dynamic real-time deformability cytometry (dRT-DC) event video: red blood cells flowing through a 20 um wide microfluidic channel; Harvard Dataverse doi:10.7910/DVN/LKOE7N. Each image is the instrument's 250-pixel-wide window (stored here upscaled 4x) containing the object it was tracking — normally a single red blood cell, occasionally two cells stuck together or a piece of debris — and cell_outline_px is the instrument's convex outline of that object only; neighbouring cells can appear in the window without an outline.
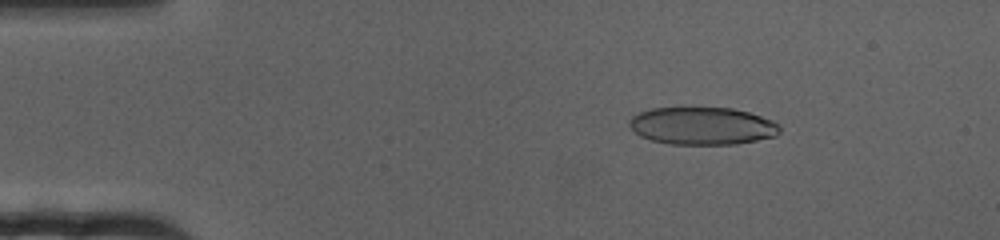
{"species": "human", "species_latin": "Homo sapiens", "temperature_condition": "cold", "stored_images_in_passage": 73, "camera_frame_rate_fps": 3000, "um_per_image_px": 0.085, "donor": {"sex": "female"}, "frame": {"image": 1, "passage_image": 11, "time_ms": 3.333, "image_size_px": [1000, 240], "cell_outline_px": [[780, 132], [776, 136], [736, 144], [672, 144], [652, 140], [640, 136], [628, 124], [628, 120], [632, 116], [640, 112], [652, 108], [680, 104], [732, 108], [748, 112], [772, 120], [780, 128]], "centroid_in_image_um": [59.64, 10.65], "position_along_channel_um": 25.4, "area_um2": 33.87}}
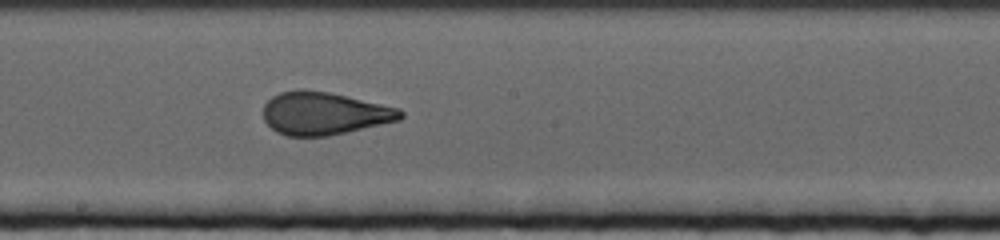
{"frame": {"image": 2, "passage_image": 40, "time_ms": 13.0, "image_size_px": [1000, 240], "cell_outline_px": [[404, 116], [400, 120], [328, 136], [288, 136], [276, 132], [264, 120], [264, 104], [272, 96], [280, 92], [304, 88], [328, 92], [400, 108], [404, 112]], "centroid_in_image_um": [27.55, 9.63], "position_along_channel_um": 220.6, "area_um2": 34.22}}
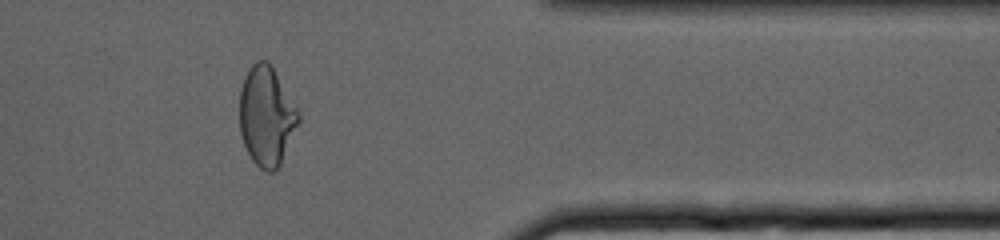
{"frame": {"image": 3, "passage_image": 60, "time_ms": 19.667, "image_size_px": [1000, 240], "cell_outline_px": [[300, 120], [280, 164], [272, 172], [268, 172], [260, 168], [252, 160], [244, 144], [240, 132], [240, 88], [244, 76], [248, 68], [256, 60], [268, 60], [300, 112]], "centroid_in_image_um": [22.64, 9.84], "position_along_channel_um": 388.8, "area_um2": 34.04}}